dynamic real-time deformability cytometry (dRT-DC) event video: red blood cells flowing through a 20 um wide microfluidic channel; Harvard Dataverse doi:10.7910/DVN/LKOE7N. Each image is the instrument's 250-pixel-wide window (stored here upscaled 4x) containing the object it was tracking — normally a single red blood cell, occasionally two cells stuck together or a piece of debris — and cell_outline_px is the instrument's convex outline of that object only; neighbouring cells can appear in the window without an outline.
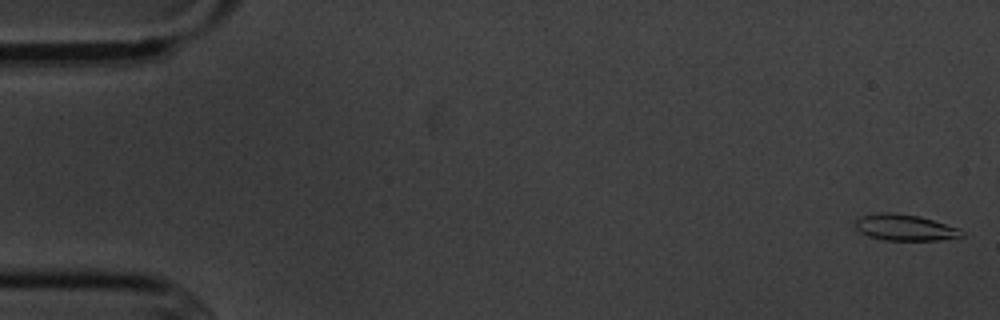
{"species": "common noctule bat (a hibernating species)", "species_latin": "Nyctalus noctula", "temperature_condition": "cold", "stored_images_in_passage": 5, "camera_frame_rate_fps": 3000, "um_per_image_px": 0.085, "animal": {"sex": "male", "body_mass_g": 20.1, "forearm_length_mm": 53.5}, "frame": {"image": 1, "passage_image": 1, "time_ms": 0.0, "image_size_px": [1000, 320], "cell_outline_px": [[964, 236], [940, 240], [884, 240], [868, 236], [860, 232], [852, 224], [860, 216], [876, 212], [892, 212], [920, 216], [960, 228], [964, 232]], "centroid_in_image_um": [76.89, 19.33], "position_along_channel_um": 8.1, "area_um2": 16.53}}